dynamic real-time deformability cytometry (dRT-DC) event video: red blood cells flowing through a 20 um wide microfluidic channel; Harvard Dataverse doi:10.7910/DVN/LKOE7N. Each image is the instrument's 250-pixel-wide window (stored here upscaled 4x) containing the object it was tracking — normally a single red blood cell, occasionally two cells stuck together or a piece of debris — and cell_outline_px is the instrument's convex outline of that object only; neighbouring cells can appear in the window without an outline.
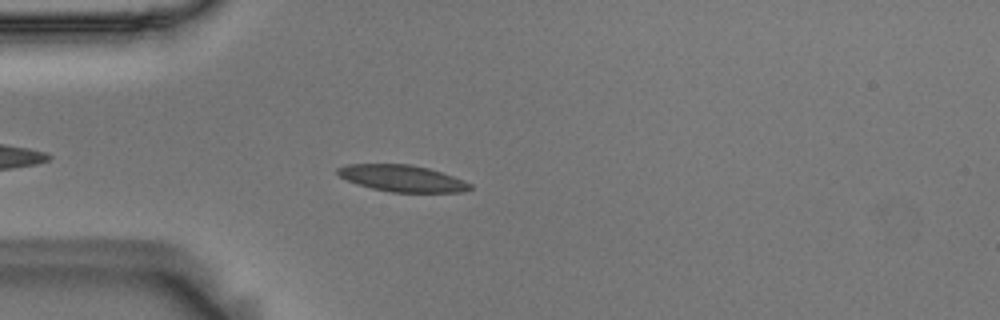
{"species": "Egyptian fruit bat (a non-hibernating species)", "species_latin": "Rousettus aegyptiacus", "temperature_condition": "room temperature", "stored_images_in_passage": 46, "camera_frame_rate_fps": 3000, "um_per_image_px": 0.085, "animal": {"sex": "male"}, "frame": {"image": 1, "passage_image": 6, "time_ms": 1.667, "image_size_px": [1000, 320], "cell_outline_px": [[472, 188], [464, 192], [392, 192], [372, 188], [356, 184], [340, 176], [336, 172], [336, 168], [348, 164], [408, 164], [428, 168], [464, 180], [472, 184]], "centroid_in_image_um": [34.18, 15.16], "position_along_channel_um": 50.8, "area_um2": 20.4}}
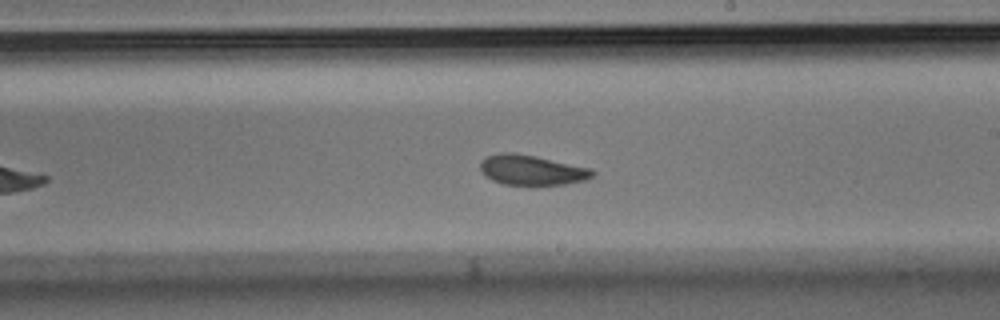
{"frame": {"image": 2, "passage_image": 23, "time_ms": 7.333, "image_size_px": [1000, 320], "cell_outline_px": [[596, 172], [592, 176], [584, 180], [564, 184], [532, 188], [504, 184], [492, 180], [484, 176], [480, 168], [480, 160], [488, 156], [500, 152], [516, 152], [536, 156], [592, 168]], "centroid_in_image_um": [45.18, 14.49], "position_along_channel_um": 243.8, "area_um2": 20.52}}
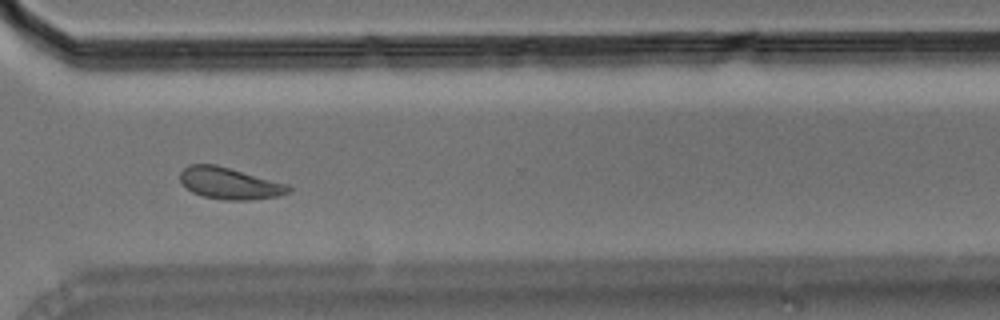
{"frame": {"image": 3, "passage_image": 32, "time_ms": 10.333, "image_size_px": [1000, 320], "cell_outline_px": [[292, 188], [288, 192], [276, 196], [248, 200], [224, 200], [204, 196], [192, 192], [180, 180], [180, 172], [188, 164], [216, 164], [288, 184]], "centroid_in_image_um": [19.5, 15.57], "position_along_channel_um": 351.1, "area_um2": 19.83}, "authors_computed_cell_mechanics": {"area_um2": 20.2011, "velocity_mm_per_s": 3.5778, "shape_relaxation_time_tau1_ms": 4.9786, "shape_relaxation_time_tau2_ms": 4.1937, "deformation_change_tau1": 0.1145, "deformation_change_tau2": 0.0885}}